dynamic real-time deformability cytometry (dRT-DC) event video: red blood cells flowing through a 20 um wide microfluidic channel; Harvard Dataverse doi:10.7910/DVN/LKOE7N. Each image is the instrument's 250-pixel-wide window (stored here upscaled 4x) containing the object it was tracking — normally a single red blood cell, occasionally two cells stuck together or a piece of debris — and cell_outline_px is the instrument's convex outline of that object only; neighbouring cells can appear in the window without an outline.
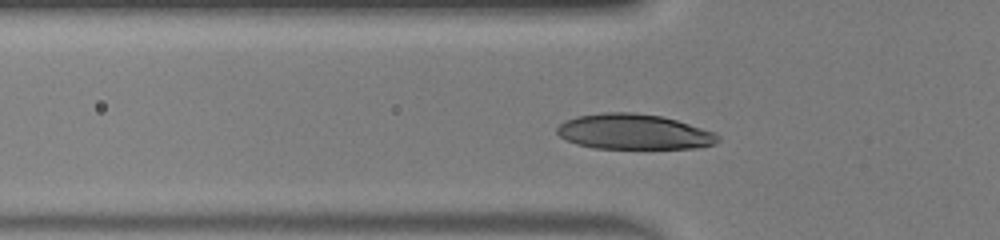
{"species": "human", "species_latin": "Homo sapiens", "temperature_condition": "warm", "stored_images_in_passage": 36, "camera_frame_rate_fps": 3000, "um_per_image_px": 0.085, "donor": {"sex": "male"}, "frame": {"image": 1, "passage_image": 9, "time_ms": 2.667, "image_size_px": [1000, 240], "cell_outline_px": [[720, 140], [716, 144], [696, 148], [592, 148], [576, 144], [560, 136], [556, 132], [556, 128], [564, 120], [576, 116], [604, 112], [632, 112], [660, 116], [676, 120], [716, 132], [720, 136]], "centroid_in_image_um": [53.88, 11.2], "position_along_channel_um": 71.9, "area_um2": 33.23}}
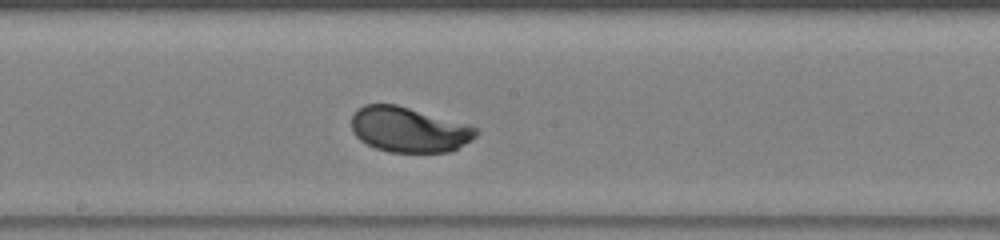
{"frame": {"image": 2, "passage_image": 19, "time_ms": 6.0, "image_size_px": [1000, 240], "cell_outline_px": [[480, 132], [472, 140], [452, 152], [388, 152], [376, 148], [360, 140], [352, 132], [352, 116], [356, 108], [364, 104], [396, 104], [468, 124], [476, 128]], "centroid_in_image_um": [34.76, 11.02], "position_along_channel_um": 213.4, "area_um2": 33.0}}
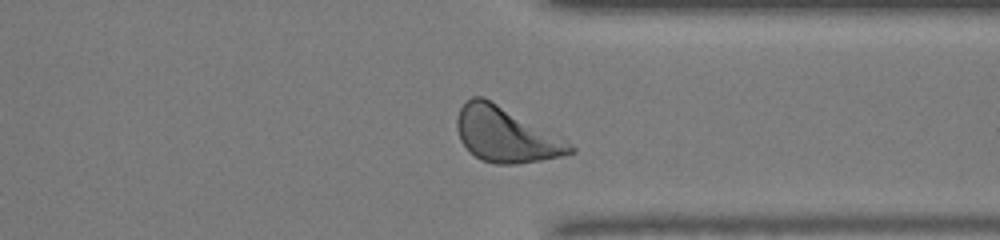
{"frame": {"image": 3, "passage_image": 30, "time_ms": 9.667, "image_size_px": [1000, 240], "cell_outline_px": [[576, 152], [564, 156], [516, 164], [496, 164], [480, 160], [460, 140], [456, 128], [456, 120], [460, 108], [472, 96], [484, 96], [572, 144], [576, 148]], "centroid_in_image_um": [42.98, 11.46], "position_along_channel_um": 368.4, "area_um2": 35.84}, "authors_computed_cell_mechanics": {"area_um2": 33.0327, "velocity_mm_per_s": 4.236, "shape_relaxation_time_tau1_ms": 1.3205, "shape_relaxation_time_tau2_ms": null, "deformation_change_tau1": 0.1177, "deformation_change_tau2": null}}